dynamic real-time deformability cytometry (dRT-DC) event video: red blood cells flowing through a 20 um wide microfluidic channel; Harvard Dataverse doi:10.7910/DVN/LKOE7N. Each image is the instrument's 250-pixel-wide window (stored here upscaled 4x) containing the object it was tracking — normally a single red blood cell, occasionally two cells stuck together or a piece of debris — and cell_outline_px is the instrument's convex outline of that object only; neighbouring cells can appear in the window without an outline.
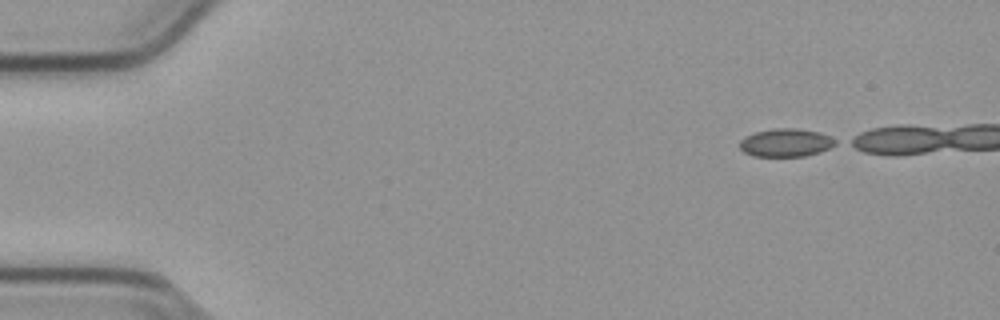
{"species": "common noctule bat (a hibernating species)", "species_latin": "Nyctalus noctula", "temperature_condition": "cold", "stored_images_in_passage": 39, "camera_frame_rate_fps": 3000, "um_per_image_px": 0.085, "animal": {"sex": "male", "body_mass_g": 23.1, "forearm_length_mm": 52.7}, "frame": {"image": 1, "passage_image": 1, "time_ms": 0.0, "image_size_px": [1000, 320], "cell_outline_px": [[836, 144], [820, 152], [804, 156], [752, 156], [744, 152], [740, 148], [740, 140], [744, 136], [756, 132], [776, 128], [796, 128], [816, 132], [828, 136], [836, 140]], "centroid_in_image_um": [66.76, 12.13], "position_along_channel_um": 18.2, "area_um2": 15.49}}
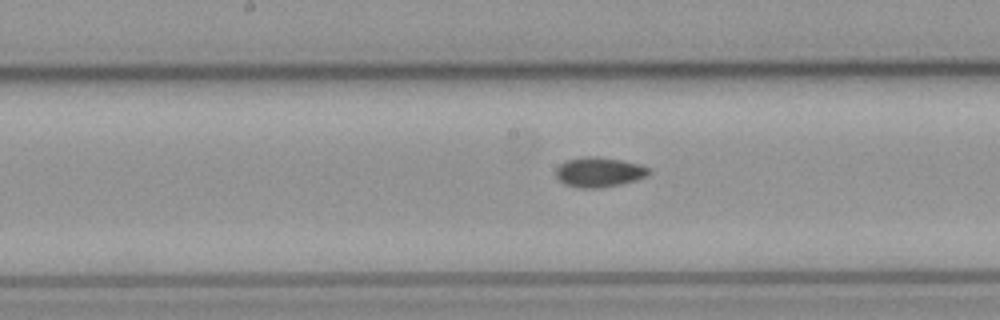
{"frame": {"image": 2, "passage_image": 23, "time_ms": 7.333, "image_size_px": [1000, 320], "cell_outline_px": [[652, 172], [648, 176], [636, 180], [620, 184], [600, 188], [580, 188], [564, 184], [556, 176], [556, 168], [560, 164], [568, 160], [588, 156], [596, 156], [620, 160], [640, 164], [652, 168]], "centroid_in_image_um": [50.97, 14.63], "position_along_channel_um": 197.2, "area_um2": 16.24}}
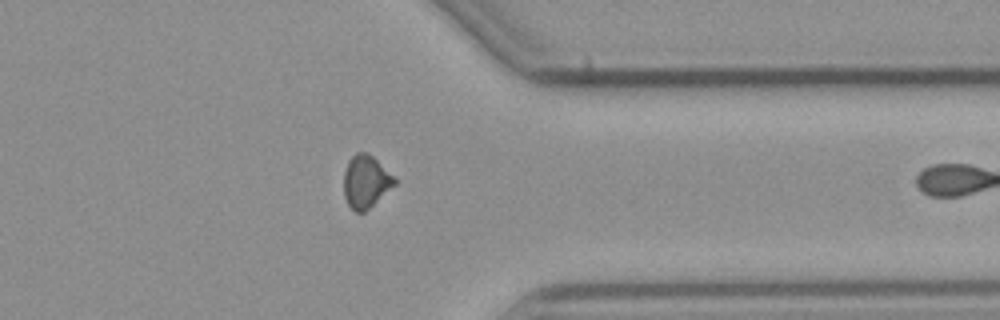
{"frame": {"image": 3, "passage_image": 38, "time_ms": 12.333, "image_size_px": [1000, 320], "cell_outline_px": [[396, 184], [364, 212], [356, 212], [348, 204], [344, 196], [344, 172], [348, 160], [356, 152], [368, 152], [396, 176]], "centroid_in_image_um": [31.11, 15.4], "position_along_channel_um": 380.3, "area_um2": 15.66}}